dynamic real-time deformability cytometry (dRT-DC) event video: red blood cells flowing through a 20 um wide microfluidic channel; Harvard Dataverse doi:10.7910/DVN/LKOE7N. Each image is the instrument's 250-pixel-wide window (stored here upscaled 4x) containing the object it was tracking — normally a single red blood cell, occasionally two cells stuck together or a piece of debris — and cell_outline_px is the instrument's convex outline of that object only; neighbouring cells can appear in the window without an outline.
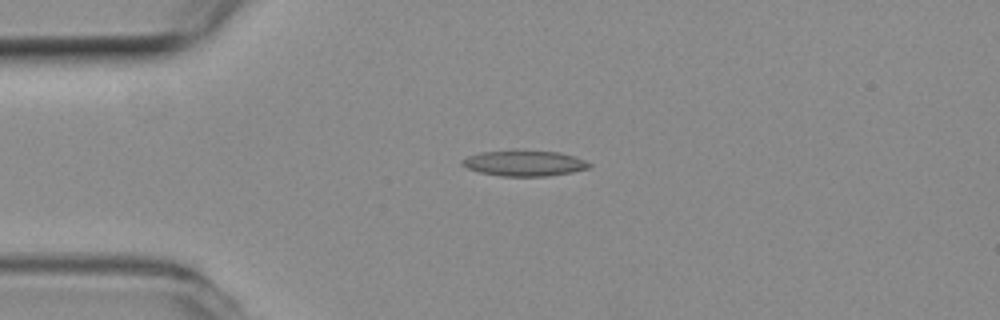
{"species": "common noctule bat (a hibernating species)", "species_latin": "Nyctalus noctula", "temperature_condition": "room temperature", "stored_images_in_passage": 44, "camera_frame_rate_fps": 3000, "um_per_image_px": 0.085, "animal": {"sex": "female", "body_mass_g": 19.3, "forearm_length_mm": 54.1}, "frame": {"image": 1, "passage_image": 3, "time_ms": 0.667, "image_size_px": [1000, 320], "cell_outline_px": [[592, 164], [588, 168], [572, 172], [548, 176], [500, 176], [480, 172], [468, 168], [460, 164], [460, 160], [468, 156], [480, 152], [512, 148], [520, 148], [560, 152], [576, 156]], "centroid_in_image_um": [44.54, 13.83], "position_along_channel_um": 40.5, "area_um2": 19.77}}
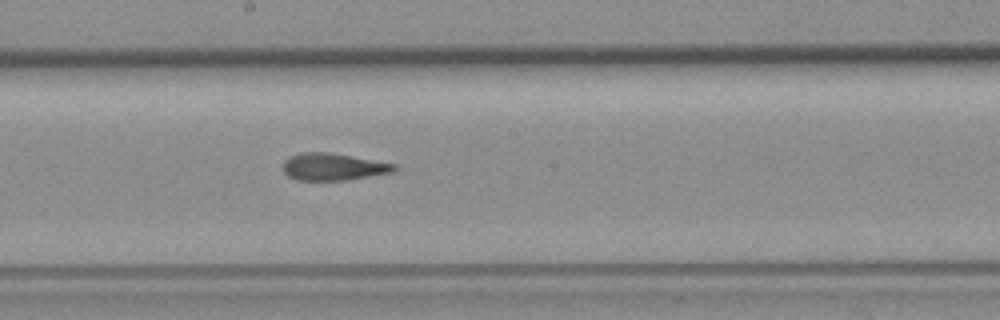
{"frame": {"image": 2, "passage_image": 19, "time_ms": 6.0, "image_size_px": [1000, 320], "cell_outline_px": [[400, 168], [392, 172], [348, 180], [296, 180], [288, 176], [284, 172], [284, 160], [288, 156], [304, 152], [324, 152], [396, 164]], "centroid_in_image_um": [28.31, 14.19], "position_along_channel_um": 219.9, "area_um2": 17.4}}
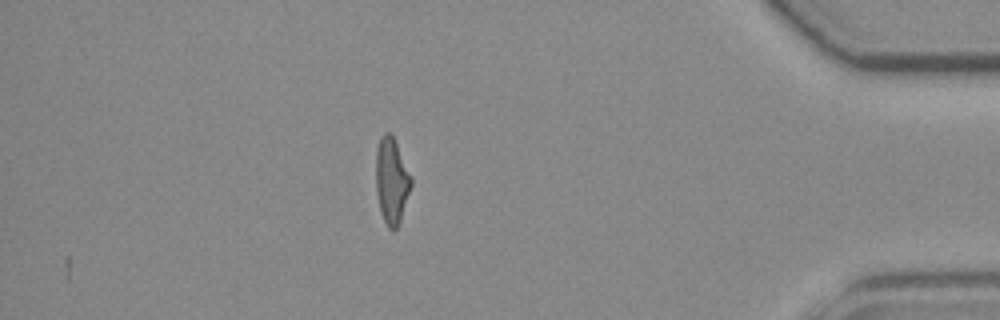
{"frame": {"image": 3, "passage_image": 37, "time_ms": 12.0, "image_size_px": [1000, 320], "cell_outline_px": [[412, 184], [400, 220], [396, 228], [392, 232], [388, 228], [380, 212], [376, 192], [376, 148], [380, 136], [384, 132], [388, 132], [392, 136], [412, 176]], "centroid_in_image_um": [33.27, 15.37], "position_along_channel_um": 401.9, "area_um2": 17.63}, "authors_computed_cell_mechanics": {"area_um2": 17.9469, "velocity_mm_per_s": 3.8134, "shape_relaxation_time_tau1_ms": null, "shape_relaxation_time_tau2_ms": 2.8446, "deformation_change_tau1": null, "deformation_change_tau2": 0.126}}